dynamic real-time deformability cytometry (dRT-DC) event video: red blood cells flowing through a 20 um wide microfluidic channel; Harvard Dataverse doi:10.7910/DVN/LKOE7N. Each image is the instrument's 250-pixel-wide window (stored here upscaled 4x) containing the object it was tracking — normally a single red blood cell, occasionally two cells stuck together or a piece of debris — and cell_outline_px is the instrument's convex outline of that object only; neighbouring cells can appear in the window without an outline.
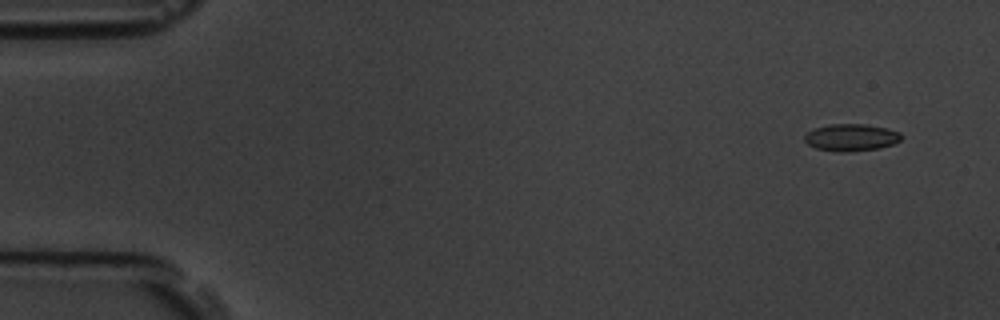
{"species": "common noctule bat (a hibernating species)", "species_latin": "Nyctalus noctula", "temperature_condition": "room temperature", "stored_images_in_passage": 4, "camera_frame_rate_fps": 3000, "um_per_image_px": 0.085, "animal": {"sex": "male", "body_mass_g": 19.5, "forearm_length_mm": 54.6}, "frame": {"image": 1, "passage_image": 1, "time_ms": 0.0, "image_size_px": [1000, 320], "cell_outline_px": [[900, 140], [892, 144], [880, 148], [848, 152], [836, 152], [816, 148], [808, 144], [804, 140], [804, 136], [808, 132], [816, 128], [828, 124], [864, 124], [888, 128], [900, 132]], "centroid_in_image_um": [72.34, 11.68], "position_along_channel_um": 12.7, "area_um2": 15.26}}
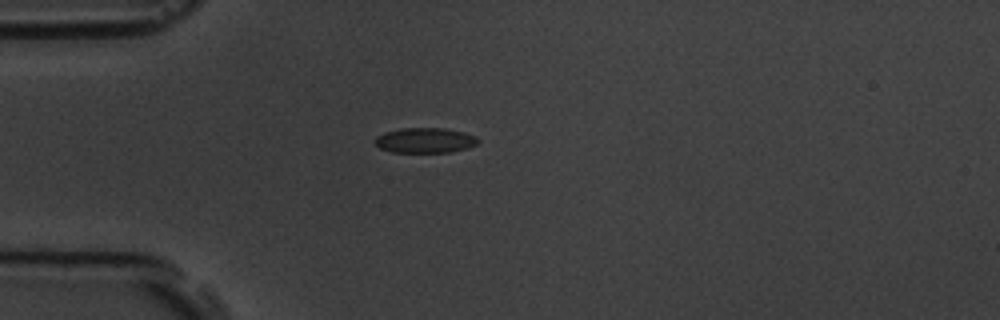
{"frame": {"image": 2, "passage_image": 4, "time_ms": 4.0, "image_size_px": [1000, 320], "cell_outline_px": [[480, 140], [476, 144], [468, 148], [452, 152], [392, 152], [380, 148], [372, 140], [376, 136], [384, 132], [400, 128], [444, 128], [464, 132], [476, 136]], "centroid_in_image_um": [36.12, 11.92], "position_along_channel_um": 48.9, "area_um2": 15.26}}